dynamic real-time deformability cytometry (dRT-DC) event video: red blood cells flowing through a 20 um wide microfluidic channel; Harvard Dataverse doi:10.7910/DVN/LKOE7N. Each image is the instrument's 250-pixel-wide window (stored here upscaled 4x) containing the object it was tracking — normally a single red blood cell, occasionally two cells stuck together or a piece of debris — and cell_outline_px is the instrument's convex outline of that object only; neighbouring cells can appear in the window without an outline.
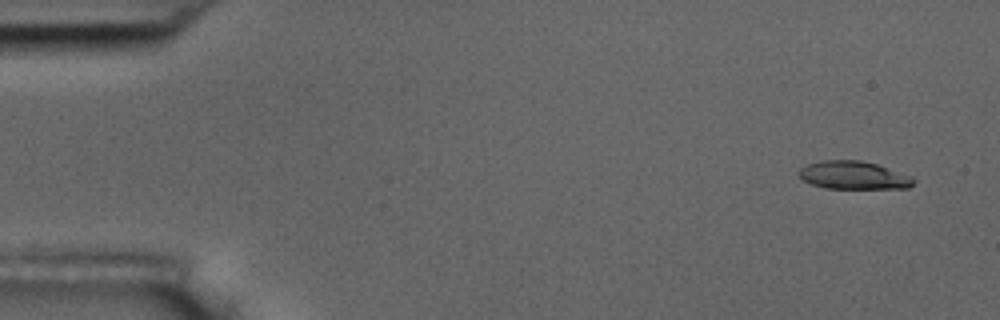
{"species": "common noctule bat (a hibernating species)", "species_latin": "Nyctalus noctula", "temperature_condition": "room temperature", "stored_images_in_passage": 4, "camera_frame_rate_fps": 3000, "um_per_image_px": 0.085, "animal": {"sex": "male", "body_mass_g": 17.5, "forearm_length_mm": 52.3}, "frame": {"image": 1, "passage_image": 1, "time_ms": 0.0, "image_size_px": [1000, 320], "cell_outline_px": [[916, 180], [908, 188], [824, 188], [812, 184], [804, 180], [796, 172], [800, 168], [808, 164], [824, 160], [860, 160], [876, 164]], "centroid_in_image_um": [72.47, 14.9], "position_along_channel_um": 12.5, "area_um2": 18.26}}
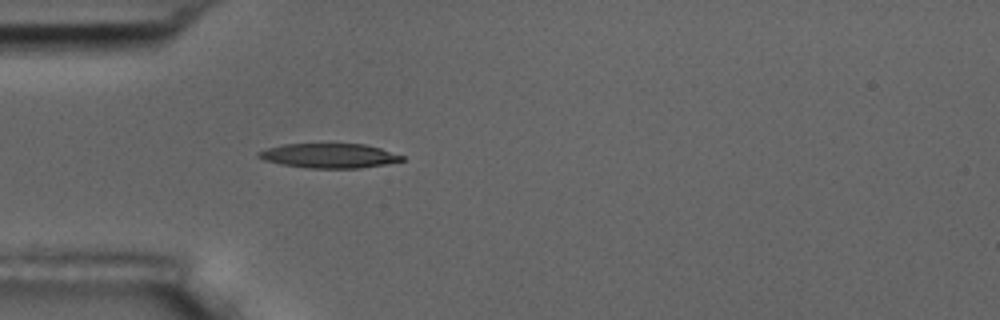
{"frame": {"image": 2, "passage_image": 4, "time_ms": 4.333, "image_size_px": [1000, 320], "cell_outline_px": [[404, 160], [384, 164], [360, 168], [308, 168], [280, 164], [264, 160], [256, 156], [256, 152], [268, 148], [284, 144], [364, 144], [380, 148], [404, 156]], "centroid_in_image_um": [27.95, 13.24], "position_along_channel_um": 57.1, "area_um2": 20.4}}